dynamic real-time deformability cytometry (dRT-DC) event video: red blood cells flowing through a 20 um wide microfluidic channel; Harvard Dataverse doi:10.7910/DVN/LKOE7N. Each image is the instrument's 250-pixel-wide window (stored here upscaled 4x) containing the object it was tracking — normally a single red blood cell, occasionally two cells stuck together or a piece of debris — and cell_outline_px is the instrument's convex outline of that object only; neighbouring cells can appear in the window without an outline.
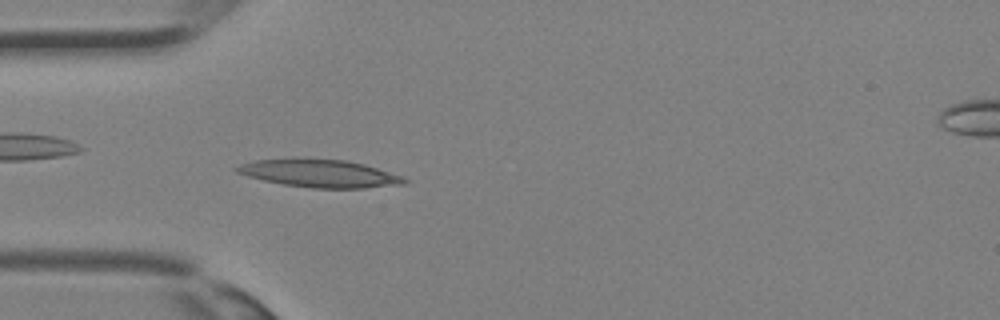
{"species": "Egyptian fruit bat (a non-hibernating species)", "species_latin": "Rousettus aegyptiacus", "temperature_condition": "room temperature", "stored_images_in_passage": 34, "camera_frame_rate_fps": 3000, "um_per_image_px": 0.085, "animal": {"sex": "female"}, "frame": {"image": 1, "passage_image": 10, "time_ms": 3.0, "image_size_px": [1000, 320], "cell_outline_px": [[408, 184], [364, 188], [312, 188], [284, 184], [264, 180], [248, 176], [236, 172], [232, 168], [240, 164], [256, 160], [296, 156], [348, 160], [364, 164], [404, 176], [408, 180]], "centroid_in_image_um": [27.17, 14.71], "position_along_channel_um": 57.8, "area_um2": 27.92}}
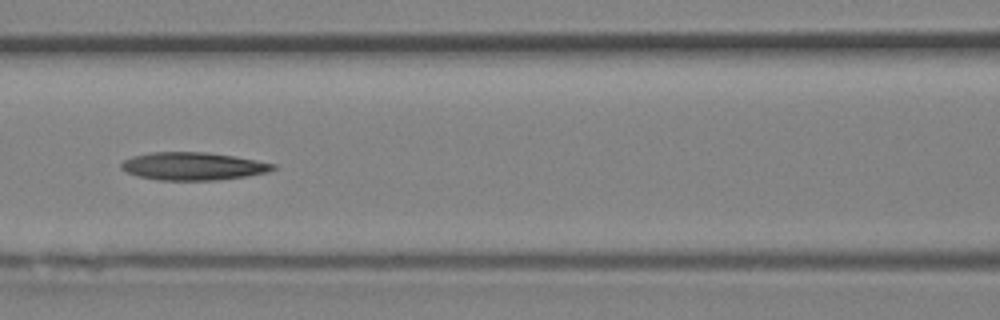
{"frame": {"image": 2, "passage_image": 15, "time_ms": 4.667, "image_size_px": [1000, 320], "cell_outline_px": [[276, 168], [268, 172], [248, 176], [216, 180], [160, 180], [140, 176], [128, 172], [120, 168], [120, 164], [124, 160], [132, 156], [148, 152], [208, 152], [256, 160], [276, 164]], "centroid_in_image_um": [16.42, 14.12], "position_along_channel_um": 150.2, "area_um2": 24.57}}